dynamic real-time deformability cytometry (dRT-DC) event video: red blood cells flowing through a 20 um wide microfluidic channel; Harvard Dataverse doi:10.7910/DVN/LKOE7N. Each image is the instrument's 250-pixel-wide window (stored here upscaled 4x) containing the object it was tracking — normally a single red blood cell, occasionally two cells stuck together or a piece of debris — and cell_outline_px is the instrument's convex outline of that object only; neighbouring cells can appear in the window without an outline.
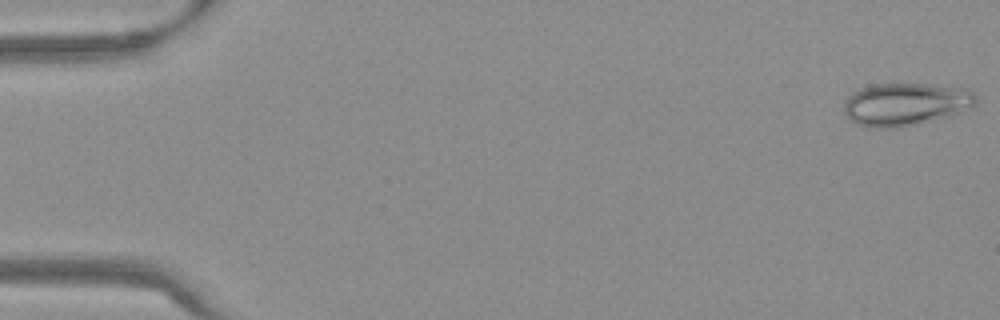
{"species": "Egyptian fruit bat (a non-hibernating species)", "species_latin": "Rousettus aegyptiacus", "temperature_condition": "warm", "stored_images_in_passage": 53, "camera_frame_rate_fps": 3000, "um_per_image_px": 0.085, "frame": {"image": 1, "passage_image": 1, "time_ms": 0.0, "image_size_px": [1000, 320], "cell_outline_px": [[976, 100], [972, 104], [948, 116], [932, 120], [892, 128], [868, 128], [852, 120], [844, 112], [844, 100], [852, 92], [868, 84], [924, 84], [968, 88], [976, 96]], "centroid_in_image_um": [76.89, 8.83], "position_along_channel_um": 8.1, "area_um2": 32.37}}
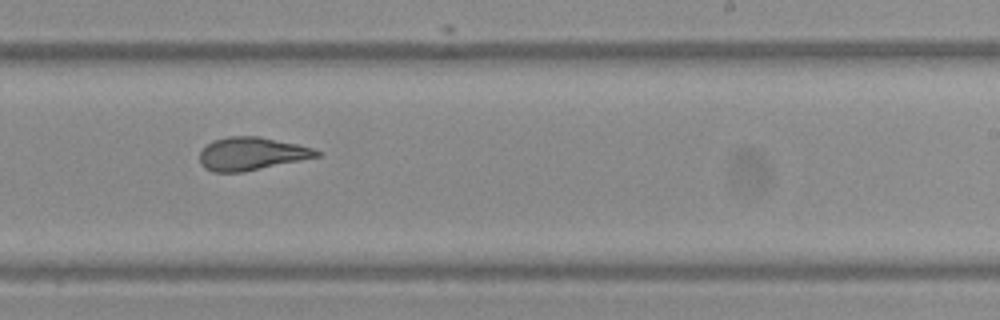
{"frame": {"image": 2, "passage_image": 33, "time_ms": 10.667, "image_size_px": [1000, 320], "cell_outline_px": [[320, 156], [244, 172], [212, 172], [204, 168], [200, 164], [200, 152], [212, 140], [228, 136], [260, 136], [300, 144], [312, 148], [320, 152]], "centroid_in_image_um": [21.37, 13.06], "position_along_channel_um": 267.6, "area_um2": 22.6}}
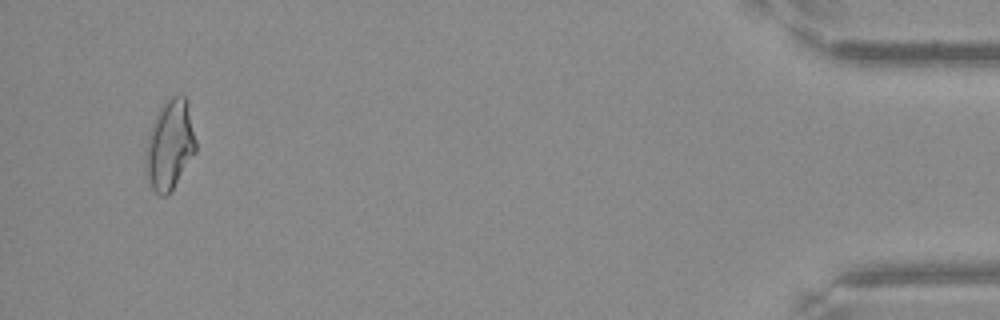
{"frame": {"image": 3, "passage_image": 51, "time_ms": 16.667, "image_size_px": [1000, 320], "cell_outline_px": [[196, 152], [168, 196], [160, 196], [152, 188], [144, 172], [144, 152], [148, 136], [152, 124], [160, 108], [172, 96], [184, 96], [196, 140]], "centroid_in_image_um": [14.39, 12.41], "position_along_channel_um": 420.8, "area_um2": 26.01}, "authors_computed_cell_mechanics": {"area_um2": 23.8714, "velocity_mm_per_s": 3.8255, "shape_relaxation_time_tau1_ms": null, "shape_relaxation_time_tau2_ms": 1.3926, "deformation_change_tau1": null, "deformation_change_tau2": 0.0998}}